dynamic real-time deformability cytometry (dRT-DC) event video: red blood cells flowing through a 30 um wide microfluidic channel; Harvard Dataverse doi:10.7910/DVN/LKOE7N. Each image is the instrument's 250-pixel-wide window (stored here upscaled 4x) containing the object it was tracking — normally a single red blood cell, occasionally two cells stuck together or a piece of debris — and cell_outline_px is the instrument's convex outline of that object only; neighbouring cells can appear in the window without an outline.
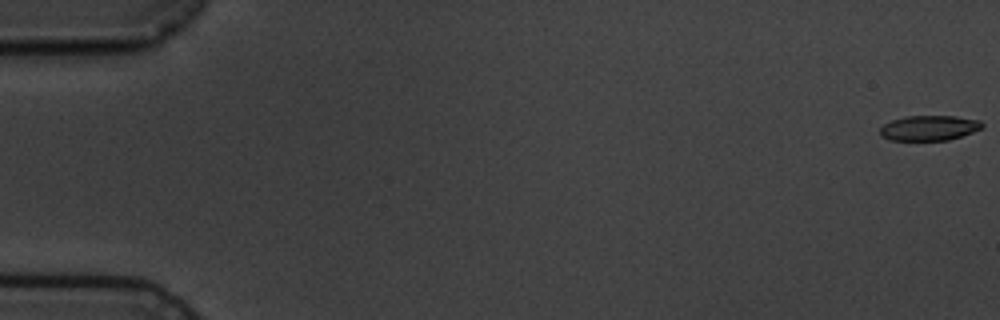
{"species": "common noctule bat (a hibernating species)", "species_latin": "Nyctalus noctula", "temperature_condition": "cold", "stored_images_in_passage": 9, "camera_frame_rate_fps": 3000, "um_per_image_px": 0.085, "animal": {"sex": "male", "body_mass_g": 19.5, "forearm_length_mm": 54.6}, "frame": {"image": 1, "passage_image": 1, "time_ms": 0.0, "image_size_px": [1000, 320], "cell_outline_px": [[984, 128], [948, 140], [888, 140], [880, 136], [880, 128], [884, 124], [892, 120], [904, 116], [956, 116], [980, 120], [984, 124]], "centroid_in_image_um": [78.98, 10.87], "position_along_channel_um": 6.0, "area_um2": 15.03}}
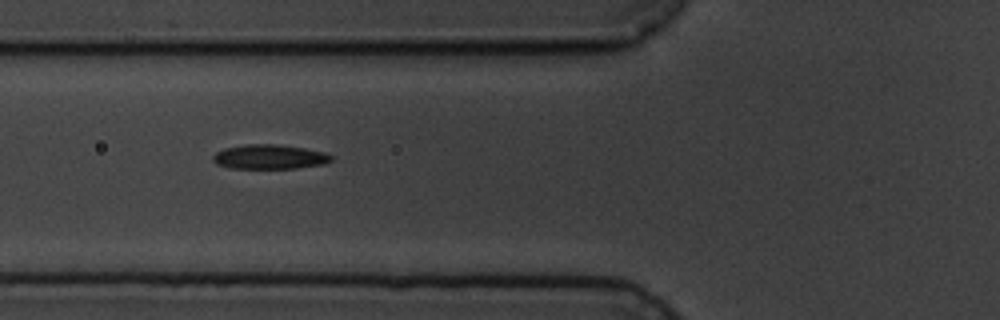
{"frame": {"image": 2, "passage_image": 7, "time_ms": 7.0, "image_size_px": [1000, 320], "cell_outline_px": [[332, 160], [324, 164], [296, 168], [232, 168], [216, 164], [212, 160], [212, 156], [216, 152], [224, 148], [244, 144], [276, 144], [304, 148], [324, 152], [332, 156]], "centroid_in_image_um": [22.88, 13.32], "position_along_channel_um": 102.9, "area_um2": 16.88}}
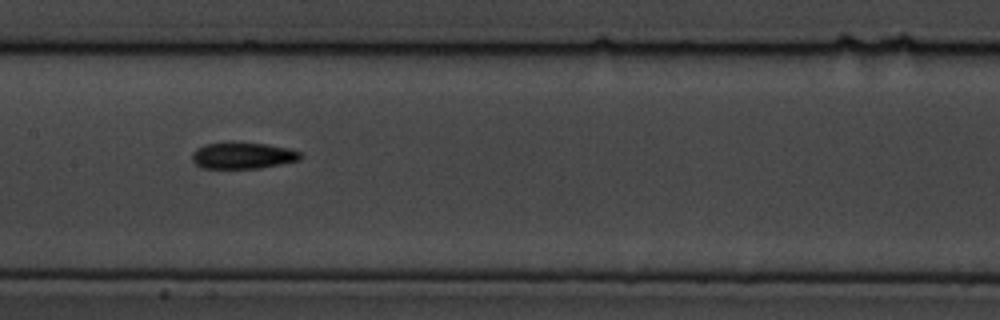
{"frame": {"image": 3, "passage_image": 9, "time_ms": 9.333, "image_size_px": [1000, 320], "cell_outline_px": [[300, 160], [260, 168], [200, 168], [192, 160], [192, 152], [196, 148], [204, 144], [232, 140], [268, 144], [288, 148], [300, 152]], "centroid_in_image_um": [20.58, 13.19], "position_along_channel_um": 186.8, "area_um2": 17.17}}